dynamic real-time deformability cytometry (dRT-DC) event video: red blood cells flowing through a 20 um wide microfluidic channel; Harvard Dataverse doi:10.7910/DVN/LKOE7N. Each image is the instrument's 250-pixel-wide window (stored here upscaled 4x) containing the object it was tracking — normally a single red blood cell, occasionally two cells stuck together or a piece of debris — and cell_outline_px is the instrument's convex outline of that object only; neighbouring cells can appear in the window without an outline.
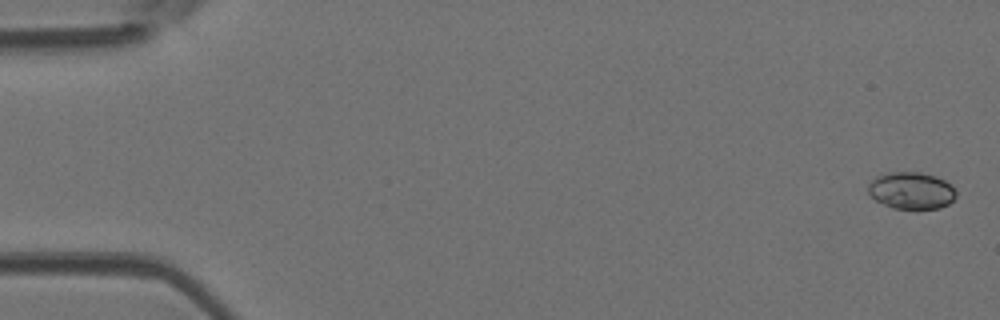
{"species": "Egyptian fruit bat (a non-hibernating species)", "species_latin": "Rousettus aegyptiacus", "temperature_condition": "room temperature", "stored_images_in_passage": 5, "camera_frame_rate_fps": 3000, "um_per_image_px": 0.085, "animal": {"sex": "female"}, "frame": {"image": 1, "passage_image": 1, "time_ms": 0.0, "image_size_px": [1000, 320], "cell_outline_px": [[956, 196], [948, 204], [940, 208], [892, 208], [876, 200], [868, 192], [868, 184], [876, 176], [888, 172], [920, 172], [936, 176], [944, 180], [956, 192]], "centroid_in_image_um": [77.44, 16.18], "position_along_channel_um": 7.6, "area_um2": 18.73}}
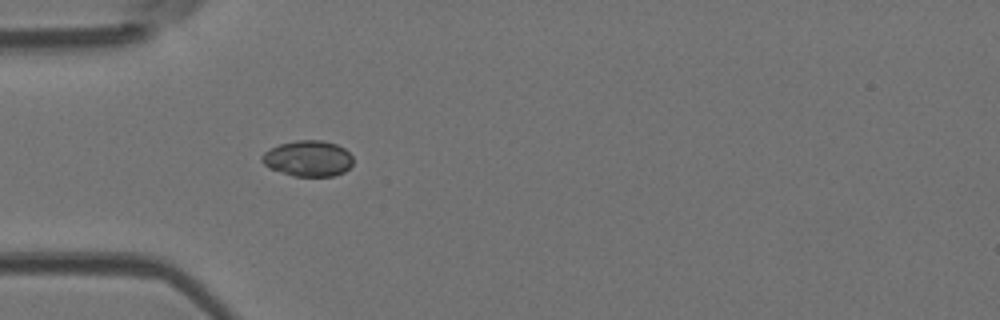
{"frame": {"image": 2, "passage_image": 5, "time_ms": 1.333, "image_size_px": [1000, 320], "cell_outline_px": [[352, 164], [344, 172], [332, 176], [292, 176], [268, 168], [260, 160], [260, 156], [264, 152], [280, 144], [296, 140], [324, 140], [336, 144], [344, 148], [352, 156]], "centroid_in_image_um": [26.16, 13.47], "position_along_channel_um": 58.8, "area_um2": 19.13}}